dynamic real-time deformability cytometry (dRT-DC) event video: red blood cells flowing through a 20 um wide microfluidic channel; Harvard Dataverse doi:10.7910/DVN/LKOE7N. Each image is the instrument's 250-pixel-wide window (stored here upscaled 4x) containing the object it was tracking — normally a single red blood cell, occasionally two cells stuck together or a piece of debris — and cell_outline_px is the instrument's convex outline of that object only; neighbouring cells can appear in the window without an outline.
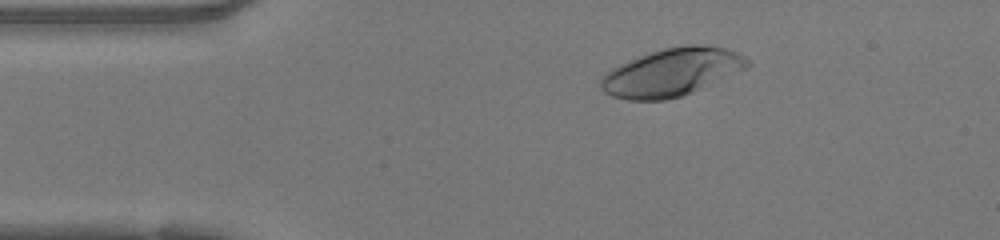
{"species": "human", "species_latin": "Homo sapiens", "temperature_condition": "warm", "stored_images_in_passage": 48, "camera_frame_rate_fps": 3000, "um_per_image_px": 0.085, "donor": {"sex": "female"}, "frame": {"image": 1, "passage_image": 8, "time_ms": 2.333, "image_size_px": [1000, 240], "cell_outline_px": [[748, 64], [744, 68], [692, 92], [680, 96], [664, 100], [628, 100], [612, 96], [604, 92], [600, 88], [600, 80], [612, 68], [620, 64], [640, 56], [664, 48], [684, 44], [708, 44], [724, 48], [736, 52], [748, 60]], "centroid_in_image_um": [57.05, 6.13], "position_along_channel_um": 27.9, "area_um2": 40.11}}
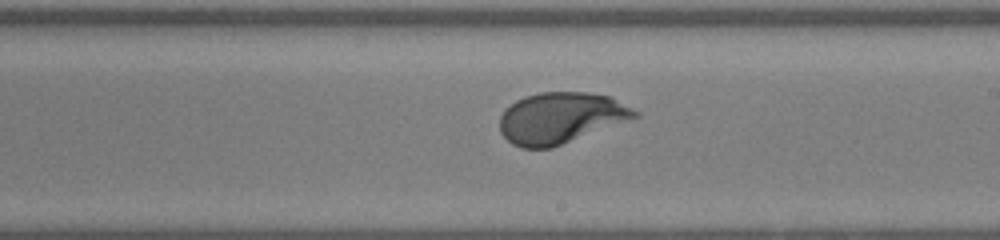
{"frame": {"image": 2, "passage_image": 27, "time_ms": 8.667, "image_size_px": [1000, 240], "cell_outline_px": [[640, 116], [552, 148], [520, 148], [512, 144], [500, 132], [500, 116], [504, 108], [516, 100], [524, 96], [540, 92], [588, 92], [608, 96], [640, 112]], "centroid_in_image_um": [47.63, 10.02], "position_along_channel_um": 241.4, "area_um2": 40.23}}
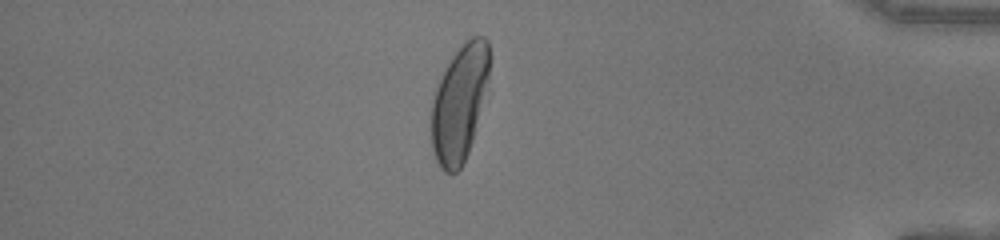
{"frame": {"image": 3, "passage_image": 41, "time_ms": 13.333, "image_size_px": [1000, 240], "cell_outline_px": [[492, 60], [472, 140], [468, 152], [460, 168], [456, 172], [444, 172], [440, 168], [432, 152], [432, 100], [436, 88], [452, 56], [472, 36], [484, 36], [488, 40]], "centroid_in_image_um": [39.06, 8.75], "position_along_channel_um": 396.1, "area_um2": 38.55}, "authors_computed_cell_mechanics": {"area_um2": 40.4022, "velocity_mm_per_s": 4.1547, "shape_relaxation_time_tau1_ms": 2.6985, "shape_relaxation_time_tau2_ms": null, "deformation_change_tau1": 0.1879, "deformation_change_tau2": null}}